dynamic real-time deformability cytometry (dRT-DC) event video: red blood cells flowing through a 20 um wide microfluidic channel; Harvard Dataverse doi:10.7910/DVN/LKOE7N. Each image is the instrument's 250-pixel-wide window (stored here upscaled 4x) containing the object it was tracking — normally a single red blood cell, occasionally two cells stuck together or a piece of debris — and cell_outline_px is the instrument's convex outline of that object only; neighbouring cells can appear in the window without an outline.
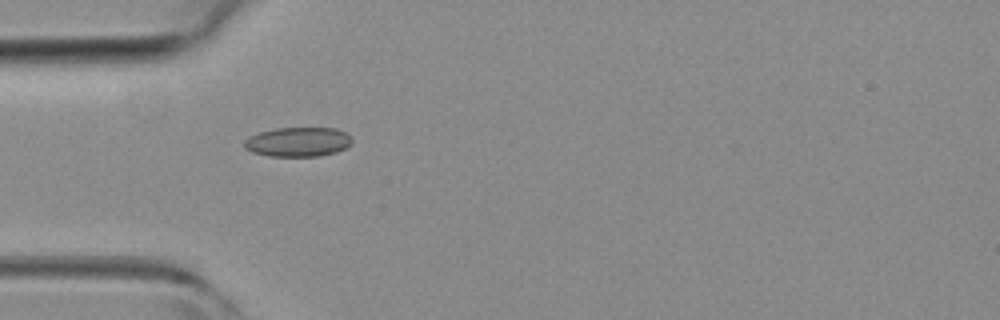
{"species": "common noctule bat (a hibernating species)", "species_latin": "Nyctalus noctula", "temperature_condition": "room temperature", "stored_images_in_passage": 2, "camera_frame_rate_fps": 3000, "um_per_image_px": 0.085, "animal": {"sex": "female", "body_mass_g": 19.3, "forearm_length_mm": 54.1}, "frame": {"image": 1, "passage_image": 1, "time_ms": 0.0, "image_size_px": [1000, 320], "cell_outline_px": [[352, 144], [336, 152], [320, 156], [268, 156], [252, 152], [244, 148], [244, 140], [260, 132], [276, 128], [336, 128], [344, 132], [352, 140]], "centroid_in_image_um": [25.32, 12.07], "position_along_channel_um": 59.7, "area_um2": 18.38}}
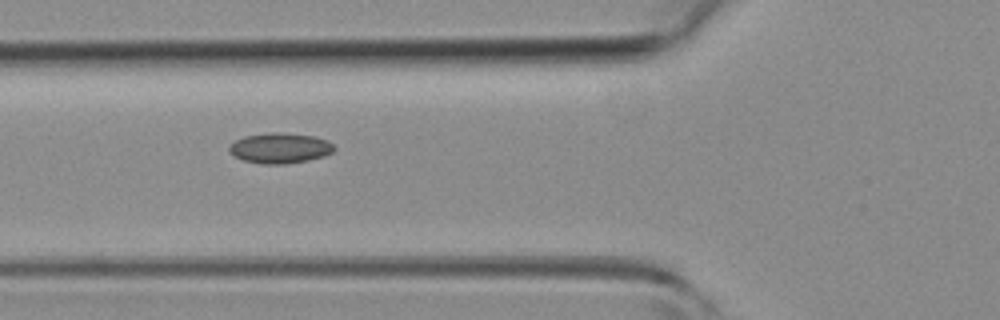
{"frame": {"image": 2, "passage_image": 2, "time_ms": 1.0, "image_size_px": [1000, 320], "cell_outline_px": [[336, 148], [332, 152], [324, 156], [308, 160], [284, 164], [260, 164], [244, 160], [228, 152], [228, 148], [236, 140], [244, 136], [272, 132], [284, 132], [316, 136], [328, 140]], "centroid_in_image_um": [23.82, 12.58], "position_along_channel_um": 102.0, "area_um2": 18.67}}